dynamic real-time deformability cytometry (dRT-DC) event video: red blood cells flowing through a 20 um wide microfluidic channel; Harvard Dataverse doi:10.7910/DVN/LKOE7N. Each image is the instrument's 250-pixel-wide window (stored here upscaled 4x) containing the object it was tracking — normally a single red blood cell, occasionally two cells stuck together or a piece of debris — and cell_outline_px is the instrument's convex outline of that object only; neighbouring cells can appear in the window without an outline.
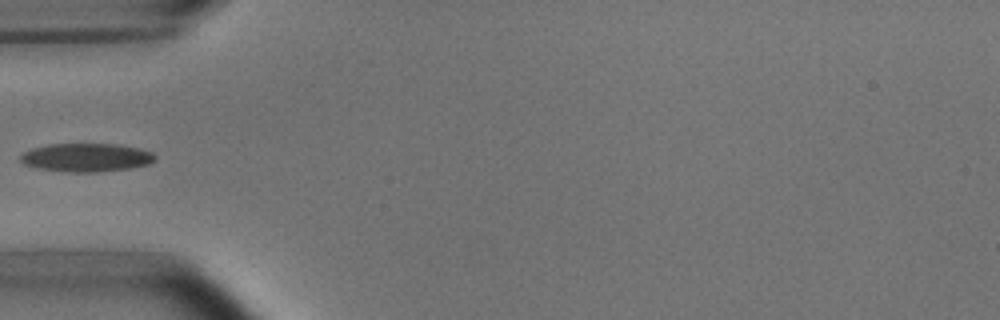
{"species": "common noctule bat (a hibernating species)", "species_latin": "Nyctalus noctula", "temperature_condition": "room temperature", "stored_images_in_passage": 5, "camera_frame_rate_fps": 3000, "um_per_image_px": 0.085, "animal": {"sex": "male", "body_mass_g": 15.6}, "frame": {"image": 1, "passage_image": 5, "time_ms": 5.0, "image_size_px": [1000, 320], "cell_outline_px": [[156, 160], [148, 164], [132, 168], [96, 172], [68, 172], [36, 168], [24, 164], [20, 160], [20, 156], [24, 152], [32, 148], [48, 144], [116, 144], [140, 148], [152, 152], [156, 156]], "centroid_in_image_um": [7.35, 13.39], "position_along_channel_um": 77.7, "area_um2": 22.43}}